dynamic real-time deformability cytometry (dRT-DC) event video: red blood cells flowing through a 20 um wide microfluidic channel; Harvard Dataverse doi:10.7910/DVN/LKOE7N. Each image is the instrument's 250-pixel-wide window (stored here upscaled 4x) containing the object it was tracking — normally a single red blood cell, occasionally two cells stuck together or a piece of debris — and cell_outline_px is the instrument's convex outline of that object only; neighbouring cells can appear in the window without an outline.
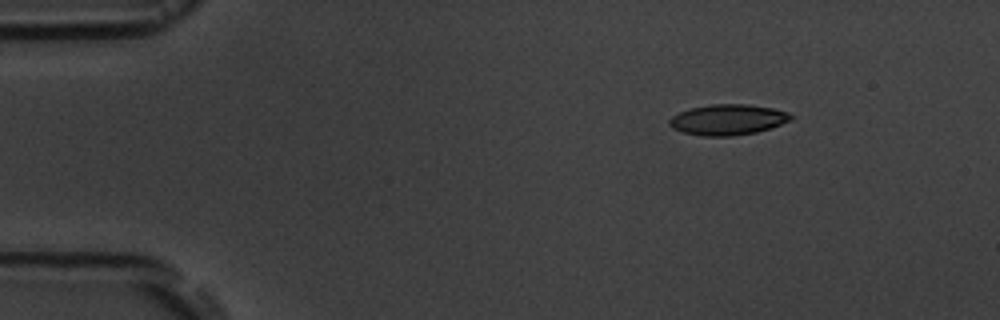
{"species": "common noctule bat (a hibernating species)", "species_latin": "Nyctalus noctula", "temperature_condition": "room temperature", "stored_images_in_passage": 3, "camera_frame_rate_fps": 3000, "um_per_image_px": 0.085, "animal": {"sex": "male", "body_mass_g": 19.5, "forearm_length_mm": 54.6}, "frame": {"image": 1, "passage_image": 1, "time_ms": 0.0, "image_size_px": [1000, 320], "cell_outline_px": [[792, 120], [756, 132], [732, 136], [700, 136], [684, 132], [672, 128], [668, 124], [668, 120], [672, 116], [680, 112], [692, 108], [712, 104], [748, 104], [772, 108], [788, 112], [792, 116]], "centroid_in_image_um": [61.84, 10.17], "position_along_channel_um": 23.2, "area_um2": 21.56}}